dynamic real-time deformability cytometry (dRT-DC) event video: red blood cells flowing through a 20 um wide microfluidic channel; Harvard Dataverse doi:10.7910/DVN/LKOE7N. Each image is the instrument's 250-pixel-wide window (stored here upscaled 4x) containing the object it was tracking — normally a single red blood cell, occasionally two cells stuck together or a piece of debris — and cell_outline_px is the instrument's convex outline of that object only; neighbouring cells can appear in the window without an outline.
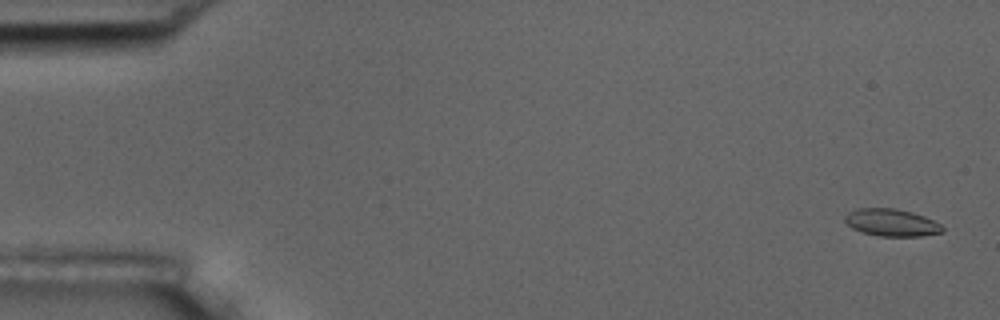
{"species": "common noctule bat (a hibernating species)", "species_latin": "Nyctalus noctula", "temperature_condition": "room temperature", "stored_images_in_passage": 56, "camera_frame_rate_fps": 3000, "um_per_image_px": 0.085, "animal": {"sex": "male", "body_mass_g": 17.5, "forearm_length_mm": 52.3}, "frame": {"image": 1, "passage_image": 2, "time_ms": 0.333, "image_size_px": [1000, 320], "cell_outline_px": [[944, 232], [920, 236], [880, 236], [860, 232], [852, 228], [844, 220], [844, 216], [848, 212], [856, 208], [896, 208], [912, 212], [924, 216], [940, 224], [944, 228]], "centroid_in_image_um": [75.76, 18.91], "position_along_channel_um": 9.2, "area_um2": 15.61}}
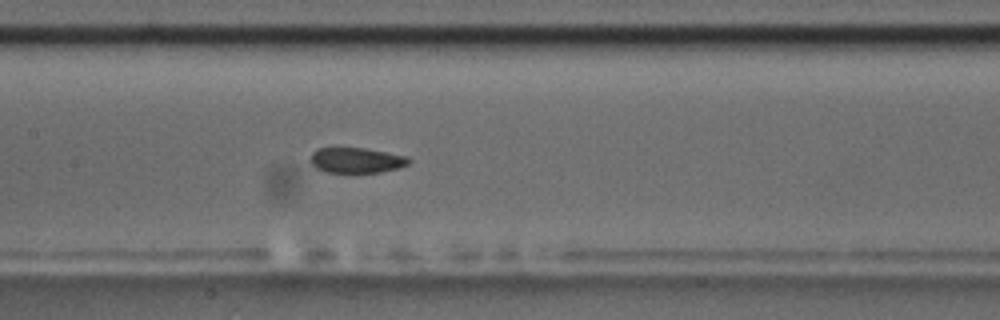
{"frame": {"image": 2, "passage_image": 27, "time_ms": 8.667, "image_size_px": [1000, 320], "cell_outline_px": [[412, 160], [408, 164], [396, 168], [380, 172], [324, 172], [316, 168], [312, 164], [312, 152], [316, 148], [364, 148], [408, 156]], "centroid_in_image_um": [30.3, 13.62], "position_along_channel_um": 177.1, "area_um2": 14.39}}
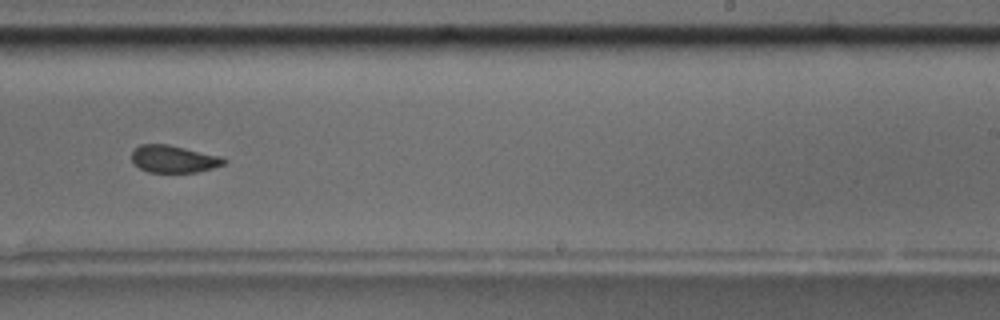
{"frame": {"image": 3, "passage_image": 35, "time_ms": 11.333, "image_size_px": [1000, 320], "cell_outline_px": [[228, 160], [224, 164], [212, 168], [196, 172], [148, 172], [132, 164], [132, 152], [140, 144], [168, 144], [224, 156]], "centroid_in_image_um": [14.79, 13.51], "position_along_channel_um": 274.2, "area_um2": 14.85}, "authors_computed_cell_mechanics": {"area_um2": 15.5482, "velocity_mm_per_s": 3.6566, "shape_relaxation_time_tau1_ms": null, "shape_relaxation_time_tau2_ms": 1.5742, "deformation_change_tau1": null, "deformation_change_tau2": 0.0557}}